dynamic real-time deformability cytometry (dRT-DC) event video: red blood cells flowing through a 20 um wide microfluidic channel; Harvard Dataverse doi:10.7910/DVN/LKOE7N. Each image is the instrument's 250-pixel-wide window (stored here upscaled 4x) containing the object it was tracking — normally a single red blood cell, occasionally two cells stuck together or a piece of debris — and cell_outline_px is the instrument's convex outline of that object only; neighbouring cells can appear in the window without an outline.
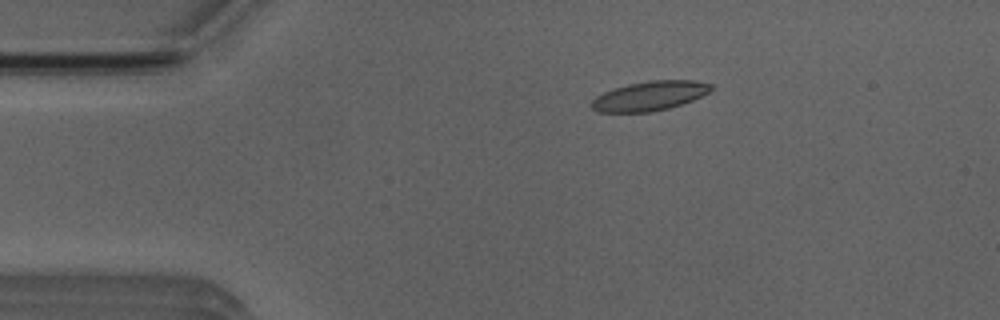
{"species": "Egyptian fruit bat (a non-hibernating species)", "species_latin": "Rousettus aegyptiacus", "temperature_condition": "room temperature", "stored_images_in_passage": 6, "camera_frame_rate_fps": 3000, "um_per_image_px": 0.085, "animal": {"sex": "male"}, "frame": {"image": 1, "passage_image": 3, "time_ms": 2.333, "image_size_px": [1000, 320], "cell_outline_px": [[712, 88], [708, 92], [692, 100], [668, 108], [648, 112], [596, 112], [588, 104], [596, 96], [604, 92], [628, 84], [648, 80], [696, 80], [712, 84]], "centroid_in_image_um": [55.18, 8.15], "position_along_channel_um": 29.8, "area_um2": 20.4}}
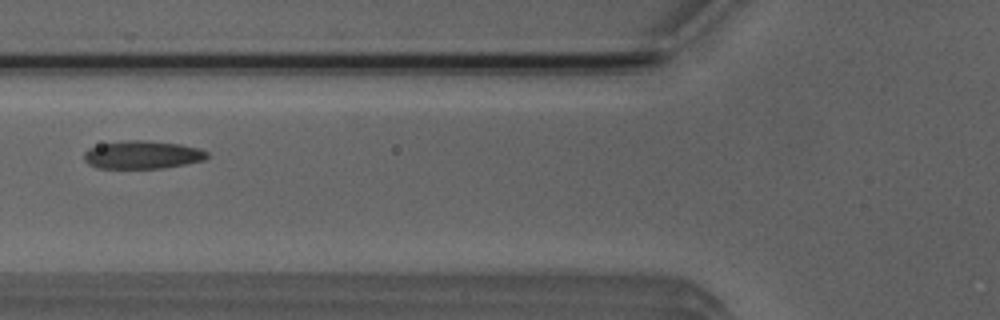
{"frame": {"image": 2, "passage_image": 6, "time_ms": 5.667, "image_size_px": [1000, 320], "cell_outline_px": [[208, 156], [204, 160], [164, 168], [96, 168], [88, 164], [84, 160], [84, 152], [88, 148], [100, 144], [124, 140], [148, 140], [180, 144], [196, 148], [208, 152]], "centroid_in_image_um": [12.06, 13.15], "position_along_channel_um": 113.7, "area_um2": 20.17}}